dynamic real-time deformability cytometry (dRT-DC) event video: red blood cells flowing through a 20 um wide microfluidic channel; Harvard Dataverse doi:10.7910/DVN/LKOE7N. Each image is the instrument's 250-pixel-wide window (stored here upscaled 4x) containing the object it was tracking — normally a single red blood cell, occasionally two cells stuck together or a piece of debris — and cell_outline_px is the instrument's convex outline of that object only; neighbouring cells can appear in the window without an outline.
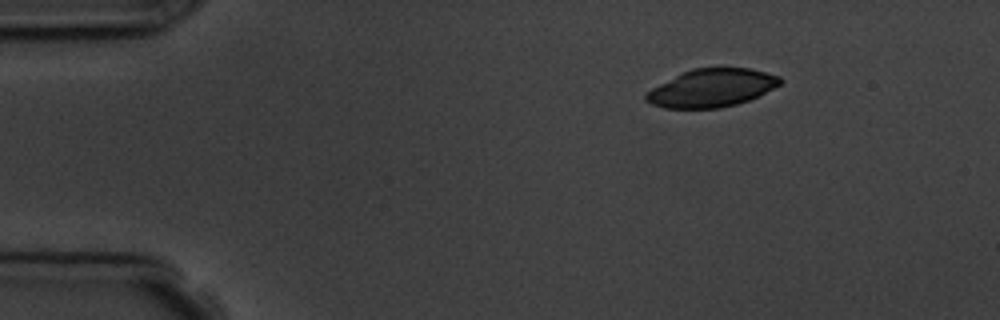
{"species": "common noctule bat (a hibernating species)", "species_latin": "Nyctalus noctula", "temperature_condition": "room temperature", "stored_images_in_passage": 5, "camera_frame_rate_fps": 3000, "um_per_image_px": 0.085, "animal": {"sex": "male", "body_mass_g": 19.5, "forearm_length_mm": 54.6}, "frame": {"image": 1, "passage_image": 1, "time_ms": 0.0, "image_size_px": [1000, 320], "cell_outline_px": [[784, 80], [780, 84], [748, 100], [736, 104], [720, 108], [664, 108], [652, 104], [644, 100], [644, 96], [652, 88], [692, 68], [748, 68], [780, 76]], "centroid_in_image_um": [60.49, 7.48], "position_along_channel_um": 24.5, "area_um2": 29.25}}